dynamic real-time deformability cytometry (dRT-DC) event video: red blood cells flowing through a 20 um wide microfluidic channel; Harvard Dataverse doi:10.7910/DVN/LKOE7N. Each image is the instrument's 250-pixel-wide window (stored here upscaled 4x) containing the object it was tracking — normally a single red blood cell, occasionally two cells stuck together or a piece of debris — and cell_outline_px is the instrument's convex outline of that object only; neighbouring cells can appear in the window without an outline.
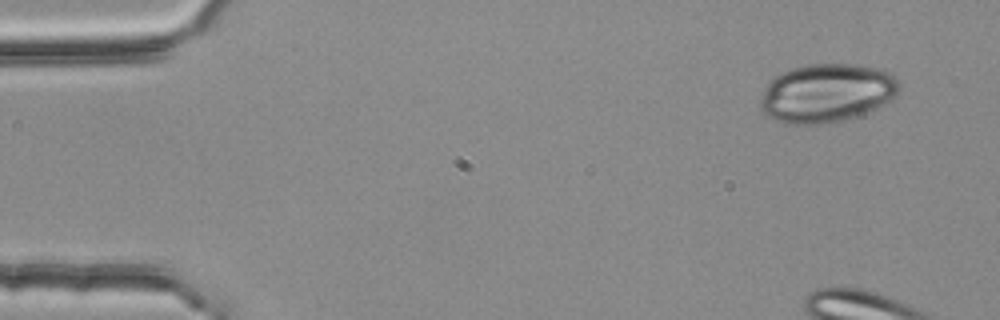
{"species": "common noctule bat (a hibernating species)", "species_latin": "Nyctalus noctula", "temperature_condition": "room temperature", "stored_images_in_passage": 5, "camera_frame_rate_fps": 3000, "um_per_image_px": 0.085, "animal": {"sex": "female", "body_mass_g": 25.1}, "frame": {"image": 1, "passage_image": 5, "time_ms": 1.333, "image_size_px": [1000, 320], "cell_outline_px": [[900, 88], [896, 96], [892, 100], [876, 108], [856, 116], [840, 120], [816, 124], [788, 124], [776, 120], [768, 116], [760, 108], [760, 96], [764, 88], [780, 72], [792, 68], [808, 64], [856, 64], [876, 68], [888, 72], [896, 76], [900, 80]], "centroid_in_image_um": [70.29, 7.89], "position_along_channel_um": 14.7, "area_um2": 47.51}}